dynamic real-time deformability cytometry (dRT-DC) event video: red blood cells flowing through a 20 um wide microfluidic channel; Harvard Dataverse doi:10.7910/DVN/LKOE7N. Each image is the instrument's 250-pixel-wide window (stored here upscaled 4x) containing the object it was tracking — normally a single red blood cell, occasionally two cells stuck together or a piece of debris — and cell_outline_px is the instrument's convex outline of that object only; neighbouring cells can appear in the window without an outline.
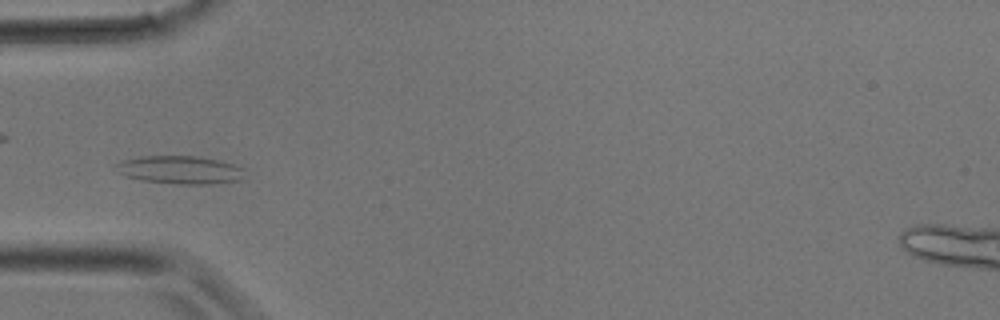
{"species": "common noctule bat (a hibernating species)", "species_latin": "Nyctalus noctula", "temperature_condition": "room temperature", "stored_images_in_passage": 4, "camera_frame_rate_fps": 3000, "um_per_image_px": 0.085, "animal": {"sex": "male", "body_mass_g": 17.9}, "frame": {"image": 1, "passage_image": 2, "time_ms": 0.333, "image_size_px": [1000, 320], "cell_outline_px": [[244, 168], [236, 180], [208, 184], [180, 184], [144, 180], [124, 176], [120, 172], [116, 164], [120, 160], [140, 156], [200, 156], [232, 164]], "centroid_in_image_um": [15.23, 14.42], "position_along_channel_um": 69.8, "area_um2": 20.52}}